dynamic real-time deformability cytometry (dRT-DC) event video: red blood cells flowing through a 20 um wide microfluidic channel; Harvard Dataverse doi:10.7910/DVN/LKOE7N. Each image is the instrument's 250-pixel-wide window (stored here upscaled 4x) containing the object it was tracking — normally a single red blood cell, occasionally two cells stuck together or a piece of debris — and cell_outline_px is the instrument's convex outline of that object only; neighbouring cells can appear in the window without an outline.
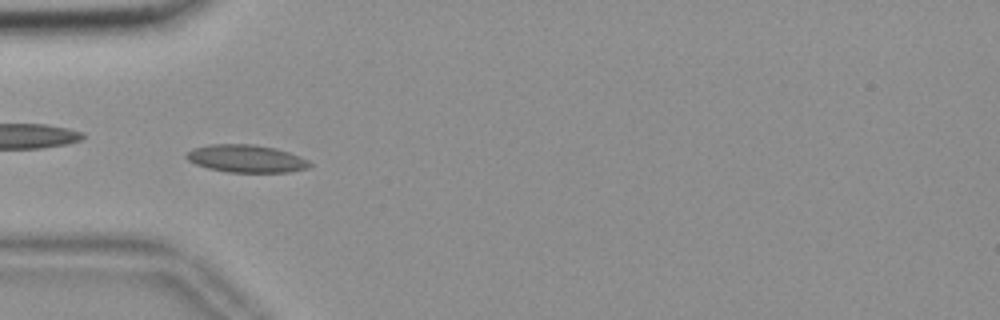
{"species": "common noctule bat (a hibernating species)", "species_latin": "Nyctalus noctula", "temperature_condition": "room temperature", "stored_images_in_passage": 56, "camera_frame_rate_fps": 3000, "um_per_image_px": 0.085, "animal": {"sex": "female", "body_mass_g": 18.4}, "frame": {"image": 1, "passage_image": 17, "time_ms": 5.333, "image_size_px": [1000, 320], "cell_outline_px": [[312, 164], [308, 168], [288, 172], [228, 172], [208, 168], [196, 164], [188, 160], [184, 156], [192, 148], [208, 144], [252, 144], [276, 148], [300, 156], [308, 160]], "centroid_in_image_um": [20.92, 13.48], "position_along_channel_um": 64.1, "area_um2": 19.88}}
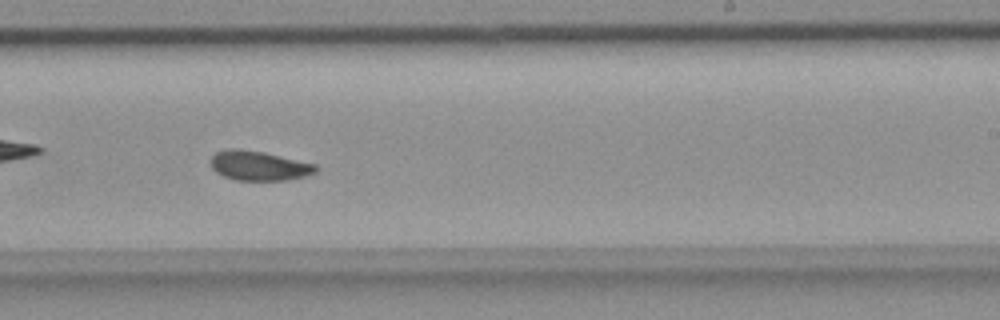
{"frame": {"image": 2, "passage_image": 34, "time_ms": 11.0, "image_size_px": [1000, 320], "cell_outline_px": [[320, 168], [316, 172], [304, 176], [288, 180], [236, 180], [224, 176], [216, 172], [212, 168], [208, 160], [216, 152], [228, 148], [236, 148], [264, 152], [316, 164]], "centroid_in_image_um": [21.99, 14.08], "position_along_channel_um": 267.0, "area_um2": 18.26}}
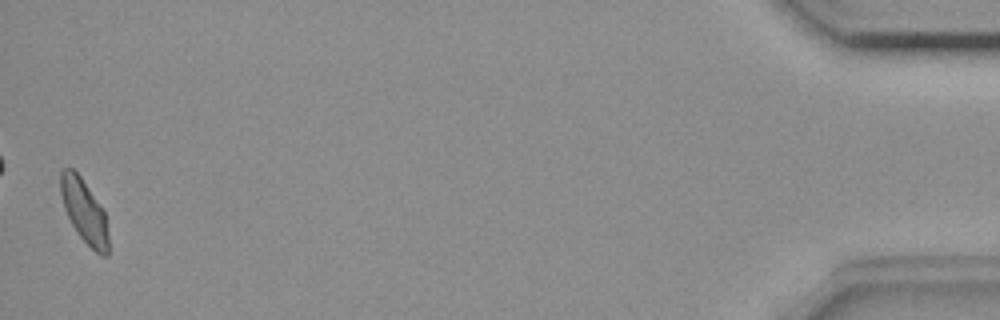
{"frame": {"image": 3, "passage_image": 55, "time_ms": 18.0, "image_size_px": [1000, 320], "cell_outline_px": [[108, 256], [100, 256], [80, 236], [72, 224], [64, 208], [60, 192], [60, 172], [64, 168], [72, 168], [80, 176], [104, 212], [108, 236]], "centroid_in_image_um": [7.14, 17.96], "position_along_channel_um": 428.1, "area_um2": 17.22}, "authors_computed_cell_mechanics": {"area_um2": 18.5538, "velocity_mm_per_s": 3.6155, "shape_relaxation_time_tau1_ms": null, "shape_relaxation_time_tau2_ms": 2.5131, "deformation_change_tau1": null, "deformation_change_tau2": 0.046}}